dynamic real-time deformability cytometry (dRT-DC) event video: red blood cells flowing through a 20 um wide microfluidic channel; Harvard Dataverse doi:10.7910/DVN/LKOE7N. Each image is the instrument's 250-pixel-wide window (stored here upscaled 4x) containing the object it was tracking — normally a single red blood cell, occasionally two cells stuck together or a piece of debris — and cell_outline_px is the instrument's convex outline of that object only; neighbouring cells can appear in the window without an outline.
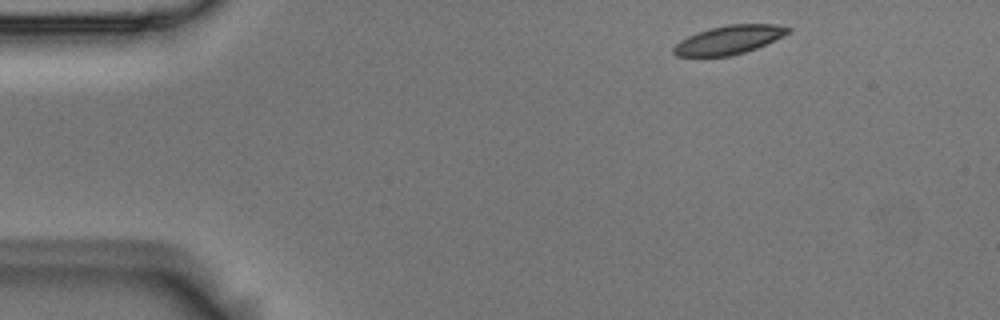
{"species": "Egyptian fruit bat (a non-hibernating species)", "species_latin": "Rousettus aegyptiacus", "temperature_condition": "room temperature", "stored_images_in_passage": 3, "camera_frame_rate_fps": 3000, "um_per_image_px": 0.085, "animal": {"sex": "male"}, "frame": {"image": 1, "passage_image": 1, "time_ms": 0.0, "image_size_px": [1000, 320], "cell_outline_px": [[792, 32], [756, 48], [732, 56], [676, 56], [672, 52], [672, 48], [680, 40], [688, 36], [712, 28], [728, 24], [776, 24], [792, 28]], "centroid_in_image_um": [61.98, 3.38], "position_along_channel_um": 23.0, "area_um2": 19.02}}